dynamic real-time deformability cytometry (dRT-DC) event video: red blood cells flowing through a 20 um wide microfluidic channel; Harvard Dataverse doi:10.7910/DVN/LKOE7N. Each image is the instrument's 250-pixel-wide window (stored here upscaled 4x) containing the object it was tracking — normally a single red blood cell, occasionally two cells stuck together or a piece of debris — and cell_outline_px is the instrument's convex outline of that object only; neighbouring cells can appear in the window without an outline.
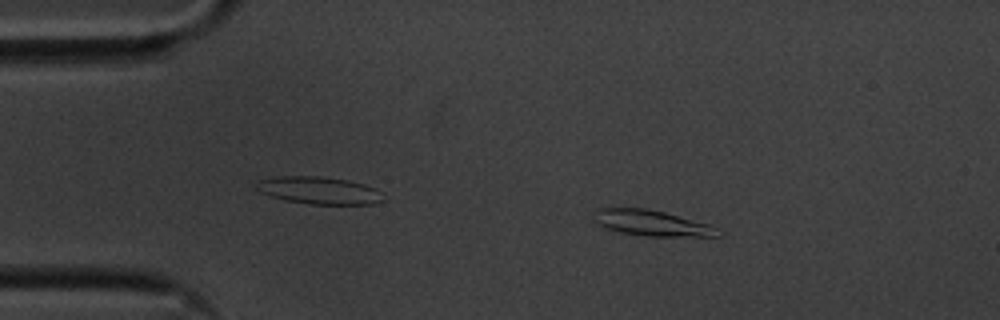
{"species": "common noctule bat (a hibernating species)", "species_latin": "Nyctalus noctula", "temperature_condition": "cold", "stored_images_in_passage": 55, "camera_frame_rate_fps": 3000, "um_per_image_px": 0.085, "animal": {"sex": "male", "body_mass_g": 20.1, "forearm_length_mm": 53.5}, "frame": {"image": 1, "passage_image": 9, "time_ms": 2.667, "image_size_px": [1000, 320], "cell_outline_px": [[724, 232], [720, 236], [648, 236], [620, 232], [608, 228], [600, 224], [596, 220], [596, 208], [644, 208], [664, 212], [708, 224]], "centroid_in_image_um": [55.46, 18.96], "position_along_channel_um": 29.5, "area_um2": 18.15}}
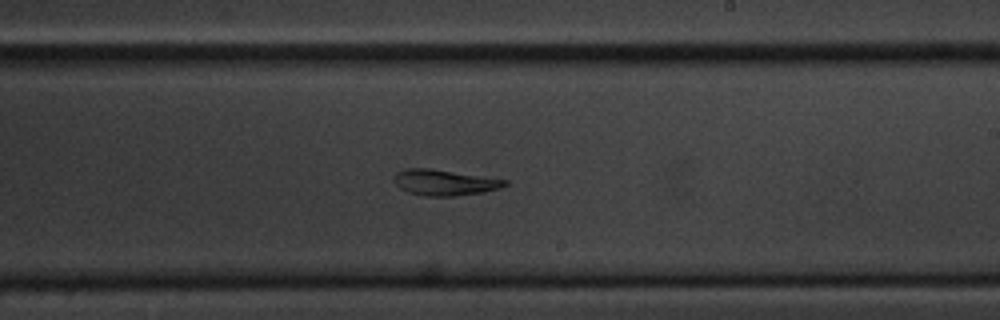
{"frame": {"image": 2, "passage_image": 32, "time_ms": 10.333, "image_size_px": [1000, 320], "cell_outline_px": [[508, 184], [500, 188], [480, 192], [456, 196], [424, 196], [408, 192], [400, 188], [396, 184], [396, 172], [404, 168], [428, 168], [508, 180]], "centroid_in_image_um": [37.77, 15.51], "position_along_channel_um": 251.2, "area_um2": 16.42}}
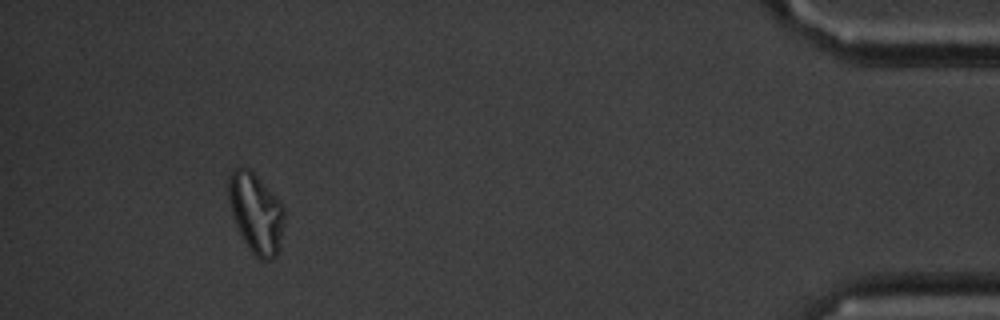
{"frame": {"image": 3, "passage_image": 51, "time_ms": 16.667, "image_size_px": [1000, 320], "cell_outline_px": [[284, 220], [280, 248], [276, 256], [272, 260], [260, 260], [248, 248], [236, 224], [232, 212], [228, 196], [228, 180], [232, 168], [244, 164], [276, 196], [284, 208]], "centroid_in_image_um": [21.76, 18.1], "position_along_channel_um": 413.4, "area_um2": 26.01}, "authors_computed_cell_mechanics": {"area_um2": 18.0914, "velocity_mm_per_s": 3.5474, "shape_relaxation_time_tau1_ms": 5.5708, "shape_relaxation_time_tau2_ms": 6.5907, "deformation_change_tau1": 0.1818, "deformation_change_tau2": 0.0994}}